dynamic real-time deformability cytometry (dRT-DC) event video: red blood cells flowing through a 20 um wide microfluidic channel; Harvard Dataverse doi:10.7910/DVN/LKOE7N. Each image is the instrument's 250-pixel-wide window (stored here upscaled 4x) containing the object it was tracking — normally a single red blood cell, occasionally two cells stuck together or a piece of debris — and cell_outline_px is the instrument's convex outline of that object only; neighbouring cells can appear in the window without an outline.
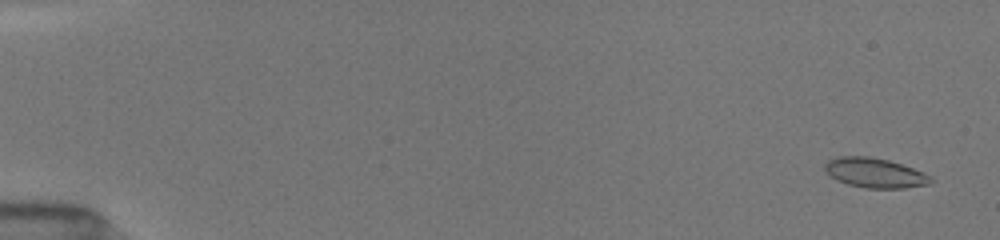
{"species": "common noctule bat (a hibernating species)", "species_latin": "Nyctalus noctula", "temperature_condition": "room temperature", "stored_images_in_passage": 53, "camera_frame_rate_fps": 3000, "um_per_image_px": 0.085, "animal": {"sex": "female", "body_mass_g": 19.5, "forearm_length_mm": 54.1}, "frame": {"image": 1, "passage_image": 3, "time_ms": 0.667, "image_size_px": [1000, 240], "cell_outline_px": [[932, 184], [904, 188], [864, 188], [848, 184], [836, 180], [824, 168], [824, 164], [828, 160], [836, 156], [868, 156], [888, 160], [924, 172], [932, 176]], "centroid_in_image_um": [74.38, 14.69], "position_along_channel_um": 10.6, "area_um2": 18.38}}
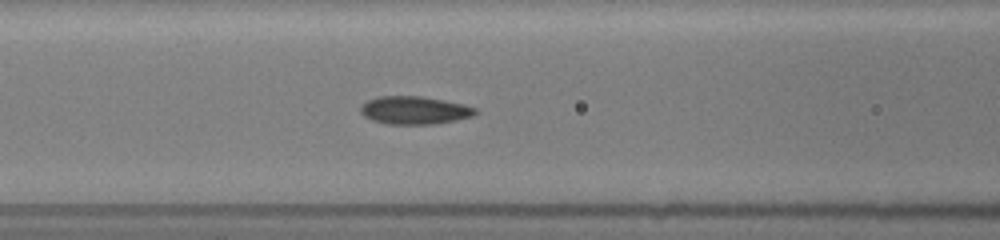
{"frame": {"image": 2, "passage_image": 24, "time_ms": 7.667, "image_size_px": [1000, 240], "cell_outline_px": [[476, 112], [472, 116], [456, 120], [436, 124], [384, 124], [372, 120], [364, 116], [360, 112], [360, 104], [376, 96], [424, 96], [464, 104], [476, 108]], "centroid_in_image_um": [35.19, 9.37], "position_along_channel_um": 131.4, "area_um2": 18.9}}
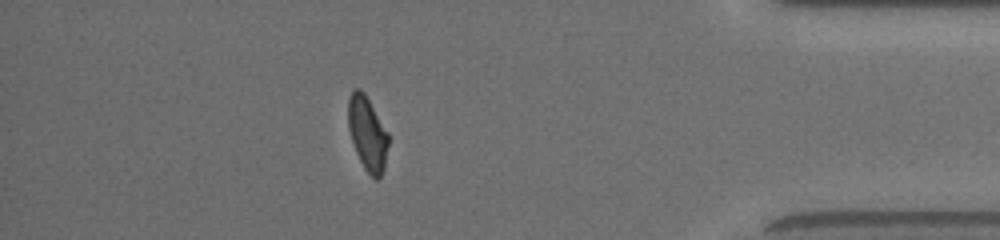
{"frame": {"image": 3, "passage_image": 47, "time_ms": 15.333, "image_size_px": [1000, 240], "cell_outline_px": [[388, 144], [384, 168], [380, 176], [376, 180], [364, 168], [356, 152], [348, 128], [348, 96], [352, 88], [360, 88], [364, 92], [388, 132]], "centroid_in_image_um": [31.21, 11.3], "position_along_channel_um": 404.0, "area_um2": 17.28}, "authors_computed_cell_mechanics": {"area_um2": 18.0336, "velocity_mm_per_s": 4.005, "shape_relaxation_time_tau1_ms": 5.0424, "shape_relaxation_time_tau2_ms": 1.6987, "deformation_change_tau1": 0.1256, "deformation_change_tau2": 0.0605}}